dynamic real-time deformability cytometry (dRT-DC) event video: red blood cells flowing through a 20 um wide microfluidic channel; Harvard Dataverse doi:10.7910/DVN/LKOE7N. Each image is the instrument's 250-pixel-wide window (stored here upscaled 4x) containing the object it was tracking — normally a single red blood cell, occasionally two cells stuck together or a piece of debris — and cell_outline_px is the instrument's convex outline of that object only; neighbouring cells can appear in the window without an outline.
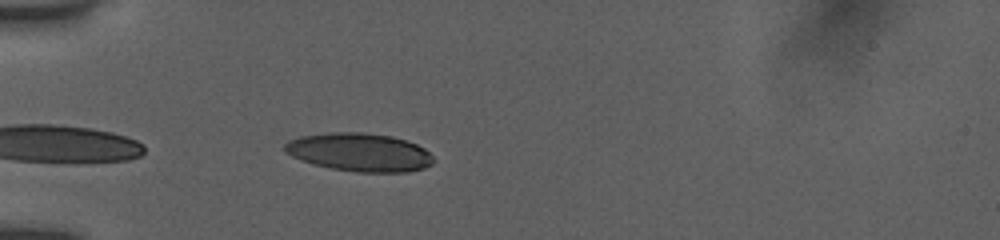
{"species": "human", "species_latin": "Homo sapiens", "temperature_condition": "room temperature", "stored_images_in_passage": 24, "camera_frame_rate_fps": 3000, "um_per_image_px": 0.085, "donor": {"sex": "female"}, "frame": {"image": 1, "passage_image": 1, "time_ms": 0.0, "image_size_px": [1000, 240], "cell_outline_px": [[436, 160], [432, 164], [424, 168], [408, 172], [356, 172], [332, 168], [312, 164], [300, 160], [284, 152], [284, 144], [288, 140], [300, 136], [328, 132], [364, 132], [392, 136], [416, 144], [424, 148]], "centroid_in_image_um": [30.54, 12.94], "position_along_channel_um": 54.5, "area_um2": 33.41}}
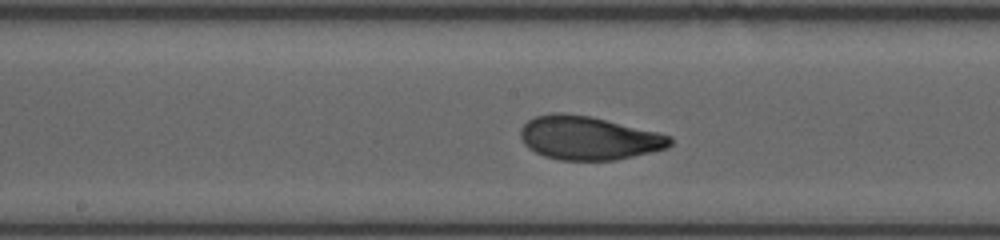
{"frame": {"image": 2, "passage_image": 10, "time_ms": 3.0, "image_size_px": [1000, 240], "cell_outline_px": [[672, 144], [668, 148], [652, 152], [616, 160], [560, 160], [544, 156], [528, 148], [524, 144], [520, 136], [520, 128], [528, 120], [536, 116], [552, 112], [560, 112], [592, 116], [660, 132], [672, 136]], "centroid_in_image_um": [50.05, 11.72], "position_along_channel_um": 198.1, "area_um2": 38.44}}
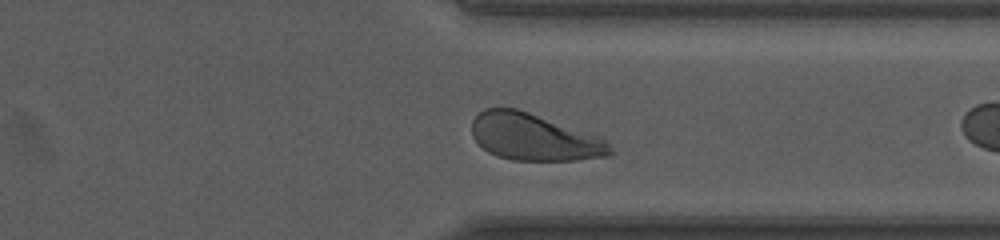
{"frame": {"image": 3, "passage_image": 23, "time_ms": 7.333, "image_size_px": [1000, 240], "cell_outline_px": [[612, 156], [576, 160], [512, 160], [496, 156], [488, 152], [472, 136], [472, 120], [484, 108], [516, 108], [600, 136], [608, 144], [612, 152]], "centroid_in_image_um": [45.39, 11.66], "position_along_channel_um": 366.0, "area_um2": 37.63}}